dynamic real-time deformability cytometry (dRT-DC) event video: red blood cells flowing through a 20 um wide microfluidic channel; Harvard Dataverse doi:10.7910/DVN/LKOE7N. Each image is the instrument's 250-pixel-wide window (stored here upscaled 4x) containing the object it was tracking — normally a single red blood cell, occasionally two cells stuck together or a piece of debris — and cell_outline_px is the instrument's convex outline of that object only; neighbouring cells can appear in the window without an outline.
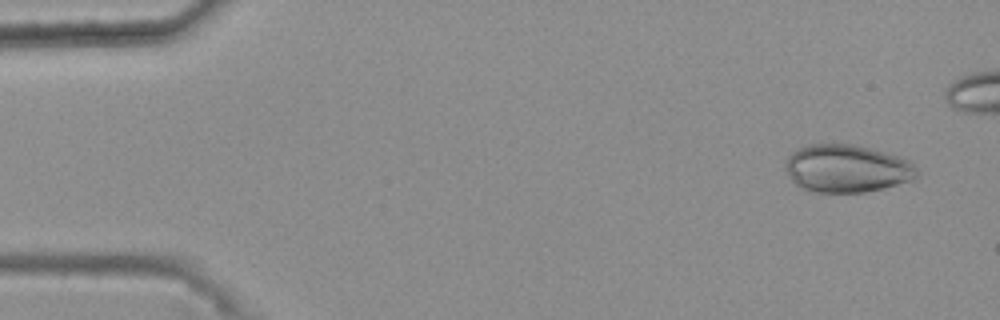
{"species": "common noctule bat (a hibernating species)", "species_latin": "Nyctalus noctula", "temperature_condition": "warm", "stored_images_in_passage": 9, "camera_frame_rate_fps": 3000, "um_per_image_px": 0.085, "animal": {"sex": "female", "body_mass_g": 25.1}, "frame": {"image": 1, "passage_image": 3, "time_ms": 0.667, "image_size_px": [1000, 320], "cell_outline_px": [[920, 172], [916, 180], [884, 188], [864, 192], [816, 192], [800, 188], [792, 180], [784, 168], [784, 164], [788, 156], [796, 148], [808, 144], [852, 144], [868, 148], [896, 156], [908, 160]], "centroid_in_image_um": [71.97, 14.33], "position_along_channel_um": 13.0, "area_um2": 36.76}}